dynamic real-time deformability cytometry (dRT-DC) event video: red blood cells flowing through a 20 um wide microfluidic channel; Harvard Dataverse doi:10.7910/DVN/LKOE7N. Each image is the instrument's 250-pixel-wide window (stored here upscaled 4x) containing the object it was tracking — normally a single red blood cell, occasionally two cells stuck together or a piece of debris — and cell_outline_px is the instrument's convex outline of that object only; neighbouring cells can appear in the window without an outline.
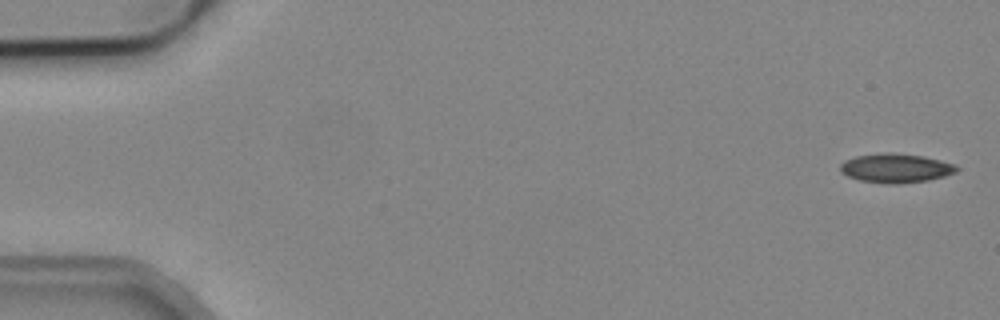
{"species": "common noctule bat (a hibernating species)", "species_latin": "Nyctalus noctula", "temperature_condition": "cold", "stored_images_in_passage": 2, "camera_frame_rate_fps": 3000, "um_per_image_px": 0.085, "animal": {"sex": "male", "body_mass_g": 19.2, "forearm_length_mm": 51.8}, "frame": {"image": 1, "passage_image": 1, "time_ms": 0.0, "image_size_px": [1000, 320], "cell_outline_px": [[960, 168], [956, 172], [944, 176], [928, 180], [896, 184], [888, 184], [860, 180], [848, 176], [840, 172], [840, 164], [844, 160], [856, 156], [884, 152], [892, 152], [924, 156], [956, 164]], "centroid_in_image_um": [76.15, 14.28], "position_along_channel_um": 8.9, "area_um2": 19.88}}